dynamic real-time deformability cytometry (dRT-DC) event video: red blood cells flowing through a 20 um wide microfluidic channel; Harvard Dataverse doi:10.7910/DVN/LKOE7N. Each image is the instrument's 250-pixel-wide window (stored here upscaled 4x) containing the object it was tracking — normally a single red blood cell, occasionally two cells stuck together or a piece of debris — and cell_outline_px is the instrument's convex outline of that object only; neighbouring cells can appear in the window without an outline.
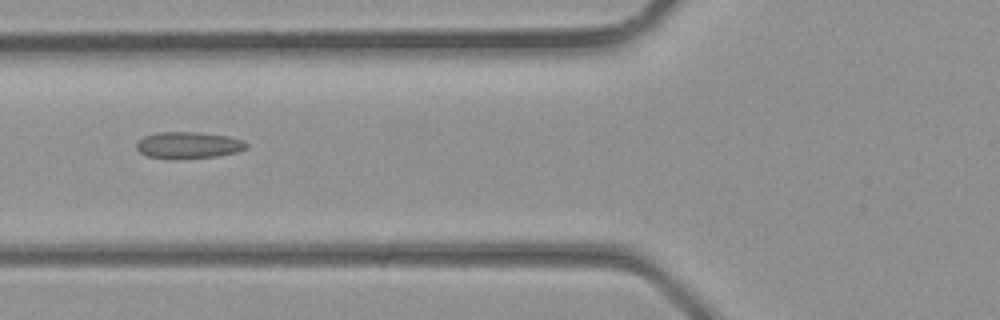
{"species": "common noctule bat (a hibernating species)", "species_latin": "Nyctalus noctula", "temperature_condition": "room temperature", "stored_images_in_passage": 4, "camera_frame_rate_fps": 3000, "um_per_image_px": 0.085, "animal": {"sex": "male", "body_mass_g": 23.1, "forearm_length_mm": 52.7}, "frame": {"image": 1, "passage_image": 4, "time_ms": 1.0, "image_size_px": [1000, 320], "cell_outline_px": [[248, 148], [236, 152], [216, 156], [148, 156], [140, 152], [136, 148], [136, 144], [144, 136], [156, 132], [196, 132], [228, 136], [244, 140], [248, 144]], "centroid_in_image_um": [16.07, 12.28], "position_along_channel_um": 109.7, "area_um2": 16.24}}